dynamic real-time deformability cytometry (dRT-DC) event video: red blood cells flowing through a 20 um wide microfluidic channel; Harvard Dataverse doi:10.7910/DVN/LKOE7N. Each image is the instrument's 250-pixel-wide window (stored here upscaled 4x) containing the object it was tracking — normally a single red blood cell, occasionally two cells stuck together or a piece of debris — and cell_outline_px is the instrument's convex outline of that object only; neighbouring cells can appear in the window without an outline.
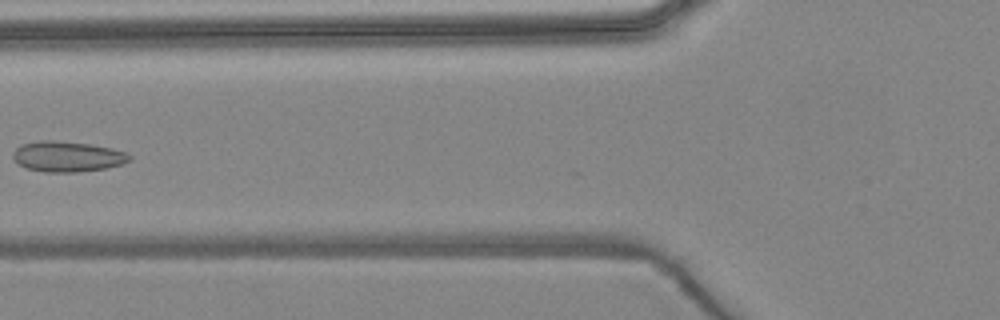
{"species": "common noctule bat (a hibernating species)", "species_latin": "Nyctalus noctula", "temperature_condition": "warm", "stored_images_in_passage": 6, "camera_frame_rate_fps": 3000, "um_per_image_px": 0.085, "animal": {"sex": "female", "body_mass_g": 24.6, "forearm_length_mm": 56.2}, "frame": {"image": 1, "passage_image": 6, "time_ms": 6.0, "image_size_px": [1000, 320], "cell_outline_px": [[132, 160], [120, 164], [104, 168], [76, 172], [44, 172], [28, 168], [16, 164], [12, 156], [12, 152], [20, 144], [40, 140], [52, 140], [92, 144], [112, 148], [124, 152], [132, 156]], "centroid_in_image_um": [5.69, 13.29], "position_along_channel_um": 120.1, "area_um2": 20.81}}